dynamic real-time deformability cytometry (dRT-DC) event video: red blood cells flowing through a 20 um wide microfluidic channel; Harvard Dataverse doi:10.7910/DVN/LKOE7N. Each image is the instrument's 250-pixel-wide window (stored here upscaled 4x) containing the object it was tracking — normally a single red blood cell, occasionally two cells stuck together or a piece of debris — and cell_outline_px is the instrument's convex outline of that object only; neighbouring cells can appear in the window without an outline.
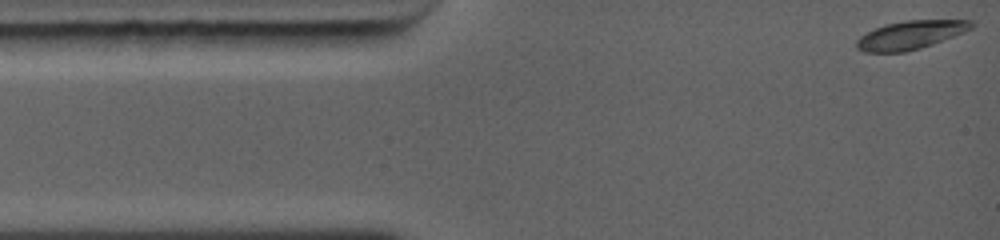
{"species": "common noctule bat (a hibernating species)", "species_latin": "Nyctalus noctula", "temperature_condition": "warm", "stored_images_in_passage": 4, "camera_frame_rate_fps": 5000, "um_per_image_px": 0.085, "animal": {"sex": "female", "body_mass_g": 19.0, "forearm_length_mm": 56.7}, "frame": {"image": 1, "passage_image": 1, "time_ms": 0.0, "image_size_px": [1000, 240], "cell_outline_px": [[976, 24], [972, 28], [964, 32], [932, 44], [920, 48], [904, 52], [864, 52], [856, 48], [856, 40], [860, 36], [884, 24], [908, 20], [972, 20]], "centroid_in_image_um": [77.39, 2.97], "position_along_channel_um": 7.6, "area_um2": 18.96}}
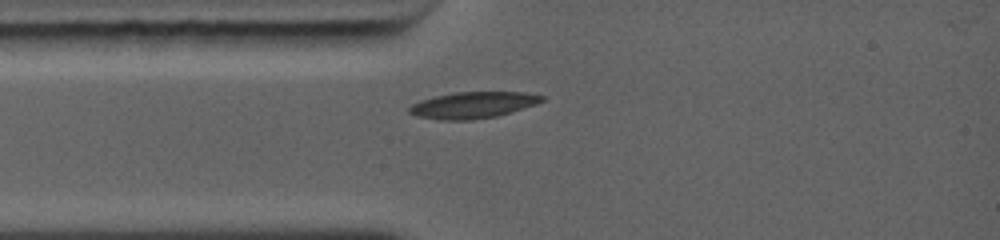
{"frame": {"image": 2, "passage_image": 4, "time_ms": 2.4, "image_size_px": [1000, 240], "cell_outline_px": [[544, 100], [536, 104], [496, 116], [472, 120], [440, 120], [420, 116], [408, 112], [408, 108], [412, 104], [420, 100], [436, 96], [456, 92], [524, 92], [544, 96]], "centroid_in_image_um": [40.19, 8.92], "position_along_channel_um": 44.8, "area_um2": 20.17}}